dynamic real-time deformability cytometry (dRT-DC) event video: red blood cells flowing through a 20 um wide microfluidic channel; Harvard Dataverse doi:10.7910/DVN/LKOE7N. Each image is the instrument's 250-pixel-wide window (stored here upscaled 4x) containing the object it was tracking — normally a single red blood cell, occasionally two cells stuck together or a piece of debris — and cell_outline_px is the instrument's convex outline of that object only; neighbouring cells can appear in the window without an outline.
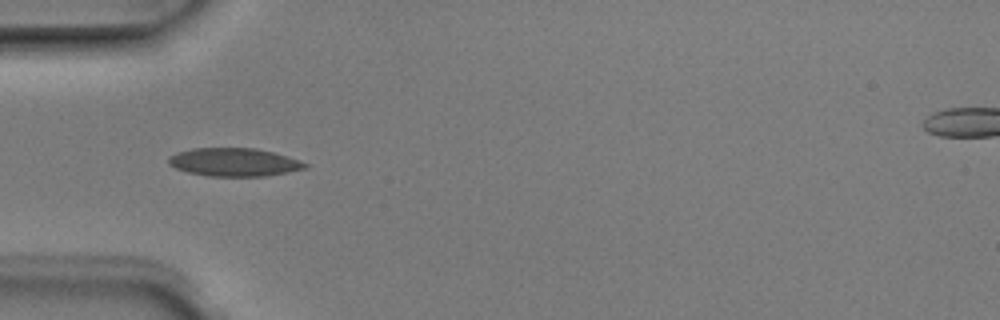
{"species": "Egyptian fruit bat (a non-hibernating species)", "species_latin": "Rousettus aegyptiacus", "temperature_condition": "room temperature", "stored_images_in_passage": 7, "camera_frame_rate_fps": 3000, "um_per_image_px": 0.085, "animal": {"sex": "male"}, "frame": {"image": 1, "passage_image": 5, "time_ms": 1.333, "image_size_px": [1000, 320], "cell_outline_px": [[308, 168], [288, 172], [264, 176], [208, 176], [188, 172], [176, 168], [168, 164], [168, 156], [176, 152], [192, 148], [256, 148], [272, 152], [300, 160], [308, 164]], "centroid_in_image_um": [19.88, 13.78], "position_along_channel_um": 65.1, "area_um2": 22.48}}
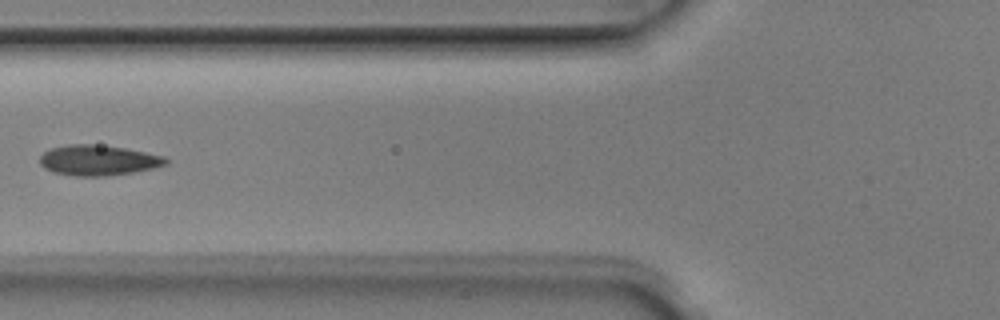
{"frame": {"image": 2, "passage_image": 6, "time_ms": 1.667, "image_size_px": [1000, 320], "cell_outline_px": [[168, 164], [152, 168], [132, 172], [108, 176], [72, 176], [52, 172], [44, 168], [40, 164], [40, 156], [44, 152], [52, 148], [68, 144], [92, 144], [124, 148], [168, 156]], "centroid_in_image_um": [8.36, 13.63], "position_along_channel_um": 117.4, "area_um2": 22.43}}
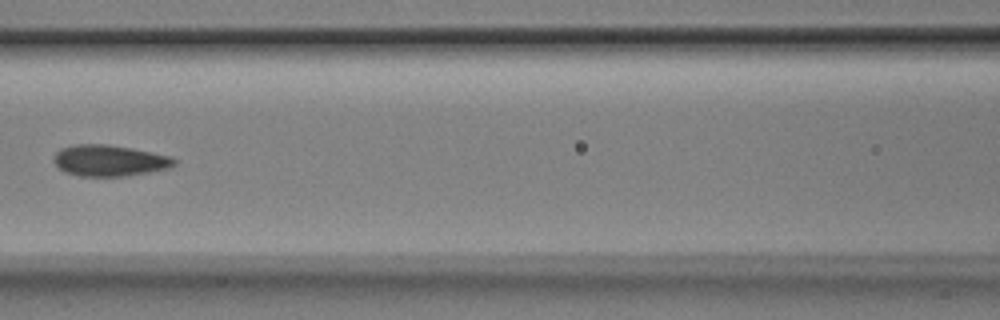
{"frame": {"image": 3, "passage_image": 7, "time_ms": 2.0, "image_size_px": [1000, 320], "cell_outline_px": [[176, 164], [168, 168], [128, 176], [80, 176], [64, 172], [52, 160], [52, 156], [60, 148], [76, 144], [108, 144], [132, 148], [172, 156], [176, 160]], "centroid_in_image_um": [9.28, 13.64], "position_along_channel_um": 157.3, "area_um2": 22.08}}